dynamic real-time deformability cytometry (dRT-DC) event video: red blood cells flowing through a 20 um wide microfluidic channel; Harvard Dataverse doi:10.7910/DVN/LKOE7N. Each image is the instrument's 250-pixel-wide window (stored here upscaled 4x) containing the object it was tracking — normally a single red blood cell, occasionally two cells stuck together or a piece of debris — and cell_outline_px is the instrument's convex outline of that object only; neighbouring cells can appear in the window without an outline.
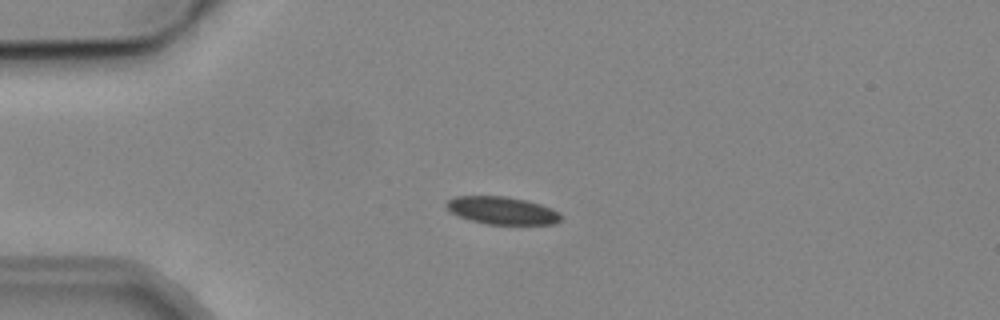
{"species": "common noctule bat (a hibernating species)", "species_latin": "Nyctalus noctula", "temperature_condition": "cold", "stored_images_in_passage": 4, "camera_frame_rate_fps": 3000, "um_per_image_px": 0.085, "animal": {"sex": "male", "body_mass_g": 19.2, "forearm_length_mm": 51.8}, "frame": {"image": 1, "passage_image": 2, "time_ms": 1.0, "image_size_px": [1000, 320], "cell_outline_px": [[560, 220], [556, 224], [488, 224], [472, 220], [460, 216], [452, 212], [444, 204], [448, 200], [456, 196], [504, 196], [524, 200], [540, 204], [552, 208], [560, 212]], "centroid_in_image_um": [42.7, 17.89], "position_along_channel_um": 42.3, "area_um2": 18.21}}